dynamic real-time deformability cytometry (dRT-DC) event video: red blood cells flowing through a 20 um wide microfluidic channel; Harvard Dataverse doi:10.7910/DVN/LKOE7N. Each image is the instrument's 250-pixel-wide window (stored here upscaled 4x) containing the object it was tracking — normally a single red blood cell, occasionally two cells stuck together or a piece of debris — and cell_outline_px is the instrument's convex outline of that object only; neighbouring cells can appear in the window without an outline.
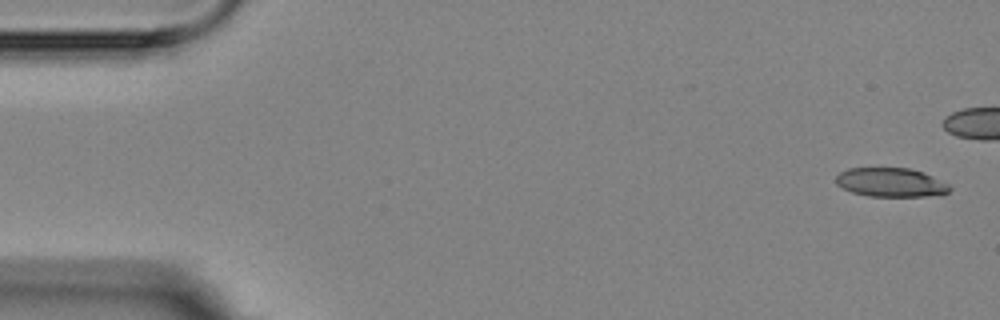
{"species": "Egyptian fruit bat (a non-hibernating species)", "species_latin": "Rousettus aegyptiacus", "temperature_condition": "room temperature", "stored_images_in_passage": 5, "camera_frame_rate_fps": 3000, "um_per_image_px": 0.085, "animal": {"sex": "female"}, "frame": {"image": 1, "passage_image": 1, "time_ms": 0.0, "image_size_px": [1000, 320], "cell_outline_px": [[952, 188], [948, 192], [924, 196], [868, 196], [852, 192], [836, 184], [836, 176], [840, 172], [848, 168], [908, 168], [924, 172], [948, 184]], "centroid_in_image_um": [75.7, 15.49], "position_along_channel_um": 9.3, "area_um2": 19.02}}